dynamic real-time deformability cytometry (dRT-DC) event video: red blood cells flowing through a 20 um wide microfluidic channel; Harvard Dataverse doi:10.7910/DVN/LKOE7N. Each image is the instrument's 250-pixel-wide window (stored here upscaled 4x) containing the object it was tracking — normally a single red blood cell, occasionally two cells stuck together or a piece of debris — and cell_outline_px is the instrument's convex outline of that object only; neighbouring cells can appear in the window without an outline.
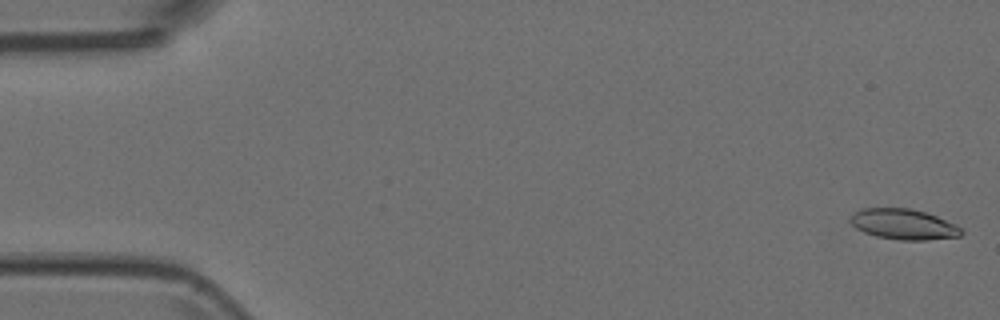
{"species": "Egyptian fruit bat (a non-hibernating species)", "species_latin": "Rousettus aegyptiacus", "temperature_condition": "room temperature", "stored_images_in_passage": 5, "camera_frame_rate_fps": 3000, "um_per_image_px": 0.085, "animal": {"sex": "female"}, "frame": {"image": 1, "passage_image": 1, "time_ms": 0.0, "image_size_px": [1000, 320], "cell_outline_px": [[964, 232], [960, 236], [928, 240], [900, 240], [876, 236], [864, 232], [856, 228], [848, 220], [860, 208], [912, 208], [936, 216], [956, 224]], "centroid_in_image_um": [76.81, 19.06], "position_along_channel_um": 8.2, "area_um2": 19.71}}
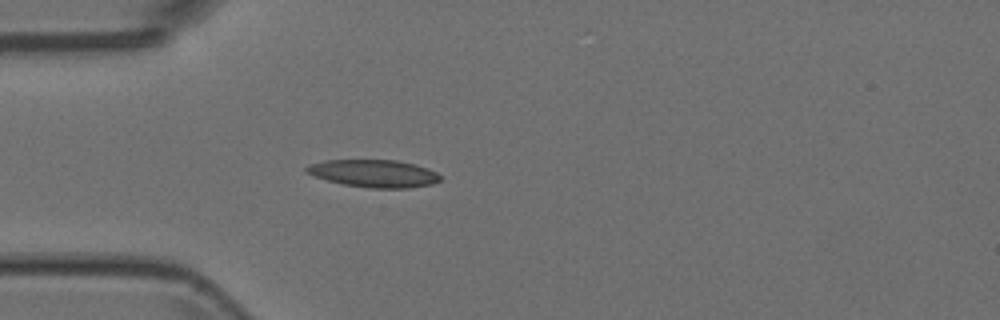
{"frame": {"image": 2, "passage_image": 5, "time_ms": 1.333, "image_size_px": [1000, 320], "cell_outline_px": [[440, 180], [432, 184], [408, 188], [368, 188], [344, 184], [312, 176], [304, 172], [304, 168], [308, 164], [324, 160], [396, 160], [416, 164], [428, 168], [436, 172], [440, 176]], "centroid_in_image_um": [31.74, 14.74], "position_along_channel_um": 53.3, "area_um2": 21.62}}